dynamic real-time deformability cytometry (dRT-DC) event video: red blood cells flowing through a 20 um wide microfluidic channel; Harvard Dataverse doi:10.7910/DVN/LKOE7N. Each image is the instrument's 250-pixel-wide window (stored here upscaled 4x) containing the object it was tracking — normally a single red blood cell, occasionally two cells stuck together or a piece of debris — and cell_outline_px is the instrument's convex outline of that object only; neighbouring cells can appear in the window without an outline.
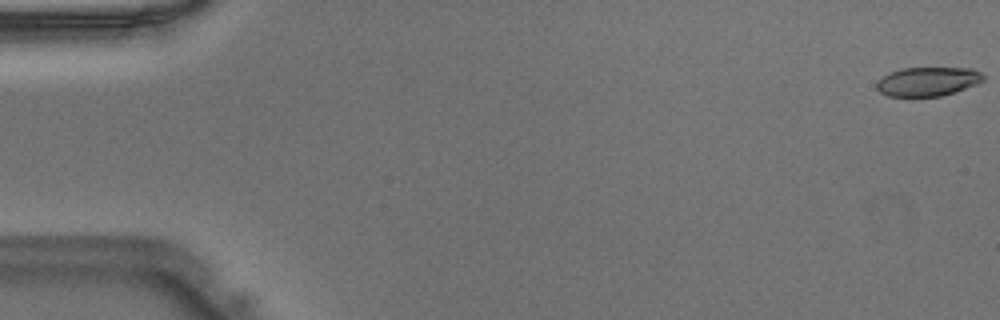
{"species": "Egyptian fruit bat (a non-hibernating species)", "species_latin": "Rousettus aegyptiacus", "temperature_condition": "warm", "stored_images_in_passage": 39, "camera_frame_rate_fps": 3000, "um_per_image_px": 0.085, "animal": {"sex": "male"}, "frame": {"image": 1, "passage_image": 1, "time_ms": 0.0, "image_size_px": [1000, 320], "cell_outline_px": [[984, 80], [976, 84], [940, 96], [888, 96], [880, 92], [876, 88], [876, 80], [888, 72], [900, 68], [972, 68], [980, 72], [984, 76]], "centroid_in_image_um": [78.8, 6.91], "position_along_channel_um": 6.2, "area_um2": 18.03}}
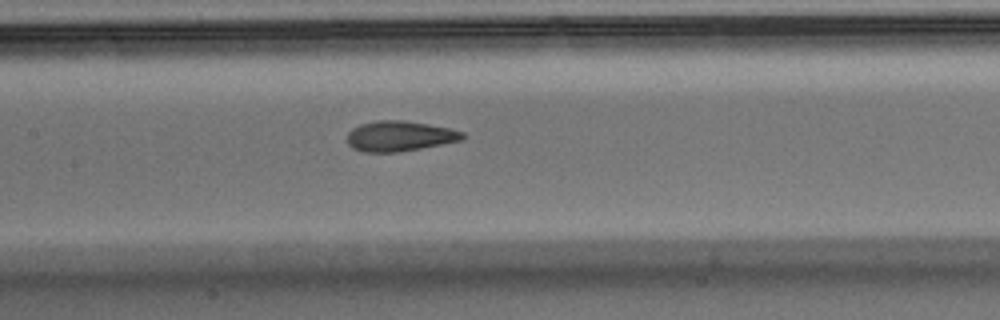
{"frame": {"image": 2, "passage_image": 23, "time_ms": 7.333, "image_size_px": [1000, 320], "cell_outline_px": [[464, 140], [420, 148], [396, 152], [364, 152], [352, 148], [348, 144], [348, 132], [352, 128], [360, 124], [380, 120], [404, 120], [452, 128], [464, 132]], "centroid_in_image_um": [33.98, 11.56], "position_along_channel_um": 173.4, "area_um2": 20.4}}
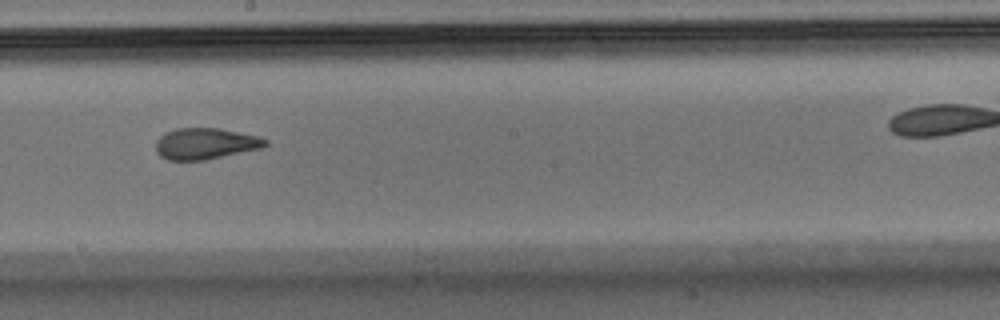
{"frame": {"image": 3, "passage_image": 27, "time_ms": 8.667, "image_size_px": [1000, 320], "cell_outline_px": [[268, 144], [264, 148], [204, 160], [168, 160], [160, 156], [156, 152], [156, 140], [164, 132], [176, 128], [220, 128], [256, 136], [268, 140]], "centroid_in_image_um": [17.45, 12.21], "position_along_channel_um": 230.8, "area_um2": 20.06}}